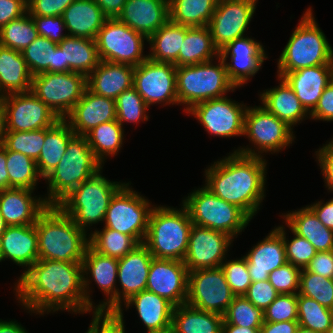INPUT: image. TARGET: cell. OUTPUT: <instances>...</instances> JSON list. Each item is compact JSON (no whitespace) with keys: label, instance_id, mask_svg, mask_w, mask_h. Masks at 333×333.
Segmentation results:
<instances>
[{"label":"cell","instance_id":"12","mask_svg":"<svg viewBox=\"0 0 333 333\" xmlns=\"http://www.w3.org/2000/svg\"><path fill=\"white\" fill-rule=\"evenodd\" d=\"M95 41L100 61L135 67L148 58L143 52L148 39L117 18H107Z\"/></svg>","mask_w":333,"mask_h":333},{"label":"cell","instance_id":"18","mask_svg":"<svg viewBox=\"0 0 333 333\" xmlns=\"http://www.w3.org/2000/svg\"><path fill=\"white\" fill-rule=\"evenodd\" d=\"M7 131H34L53 126L60 118L33 92L2 96Z\"/></svg>","mask_w":333,"mask_h":333},{"label":"cell","instance_id":"24","mask_svg":"<svg viewBox=\"0 0 333 333\" xmlns=\"http://www.w3.org/2000/svg\"><path fill=\"white\" fill-rule=\"evenodd\" d=\"M116 116L115 100L99 96L86 88L82 98L64 119L75 135L85 136L94 127L116 120Z\"/></svg>","mask_w":333,"mask_h":333},{"label":"cell","instance_id":"55","mask_svg":"<svg viewBox=\"0 0 333 333\" xmlns=\"http://www.w3.org/2000/svg\"><path fill=\"white\" fill-rule=\"evenodd\" d=\"M124 309L117 311L93 310L89 333H127L125 330Z\"/></svg>","mask_w":333,"mask_h":333},{"label":"cell","instance_id":"73","mask_svg":"<svg viewBox=\"0 0 333 333\" xmlns=\"http://www.w3.org/2000/svg\"><path fill=\"white\" fill-rule=\"evenodd\" d=\"M295 333H320V332H317L312 329H308V328H305V327L299 325V327L297 328Z\"/></svg>","mask_w":333,"mask_h":333},{"label":"cell","instance_id":"54","mask_svg":"<svg viewBox=\"0 0 333 333\" xmlns=\"http://www.w3.org/2000/svg\"><path fill=\"white\" fill-rule=\"evenodd\" d=\"M298 321L297 294H279L264 310V322Z\"/></svg>","mask_w":333,"mask_h":333},{"label":"cell","instance_id":"31","mask_svg":"<svg viewBox=\"0 0 333 333\" xmlns=\"http://www.w3.org/2000/svg\"><path fill=\"white\" fill-rule=\"evenodd\" d=\"M134 69L129 64L100 61L87 76V88L99 96L116 100L122 92L133 86Z\"/></svg>","mask_w":333,"mask_h":333},{"label":"cell","instance_id":"22","mask_svg":"<svg viewBox=\"0 0 333 333\" xmlns=\"http://www.w3.org/2000/svg\"><path fill=\"white\" fill-rule=\"evenodd\" d=\"M188 273L183 261L152 258L146 290L166 299L174 307L183 305L187 300Z\"/></svg>","mask_w":333,"mask_h":333},{"label":"cell","instance_id":"51","mask_svg":"<svg viewBox=\"0 0 333 333\" xmlns=\"http://www.w3.org/2000/svg\"><path fill=\"white\" fill-rule=\"evenodd\" d=\"M45 128L34 131H7L3 145L10 151L20 152L37 161L44 145Z\"/></svg>","mask_w":333,"mask_h":333},{"label":"cell","instance_id":"8","mask_svg":"<svg viewBox=\"0 0 333 333\" xmlns=\"http://www.w3.org/2000/svg\"><path fill=\"white\" fill-rule=\"evenodd\" d=\"M125 183L110 181L100 169L73 189L57 206L87 232L93 224L104 221L112 197Z\"/></svg>","mask_w":333,"mask_h":333},{"label":"cell","instance_id":"6","mask_svg":"<svg viewBox=\"0 0 333 333\" xmlns=\"http://www.w3.org/2000/svg\"><path fill=\"white\" fill-rule=\"evenodd\" d=\"M103 165L95 158L86 136L74 135L56 168L45 180L49 205H57L73 189L96 174Z\"/></svg>","mask_w":333,"mask_h":333},{"label":"cell","instance_id":"56","mask_svg":"<svg viewBox=\"0 0 333 333\" xmlns=\"http://www.w3.org/2000/svg\"><path fill=\"white\" fill-rule=\"evenodd\" d=\"M301 269L289 262L269 274V282L279 294H297Z\"/></svg>","mask_w":333,"mask_h":333},{"label":"cell","instance_id":"21","mask_svg":"<svg viewBox=\"0 0 333 333\" xmlns=\"http://www.w3.org/2000/svg\"><path fill=\"white\" fill-rule=\"evenodd\" d=\"M229 79L238 89L247 84L261 69L268 55L264 45L248 35L237 38L219 51ZM229 58V61L228 60ZM227 61V62H226Z\"/></svg>","mask_w":333,"mask_h":333},{"label":"cell","instance_id":"49","mask_svg":"<svg viewBox=\"0 0 333 333\" xmlns=\"http://www.w3.org/2000/svg\"><path fill=\"white\" fill-rule=\"evenodd\" d=\"M223 323L248 328L261 327L264 323V311L244 295L235 296L223 315Z\"/></svg>","mask_w":333,"mask_h":333},{"label":"cell","instance_id":"58","mask_svg":"<svg viewBox=\"0 0 333 333\" xmlns=\"http://www.w3.org/2000/svg\"><path fill=\"white\" fill-rule=\"evenodd\" d=\"M279 293L269 280L252 282L244 296L263 311L275 300Z\"/></svg>","mask_w":333,"mask_h":333},{"label":"cell","instance_id":"63","mask_svg":"<svg viewBox=\"0 0 333 333\" xmlns=\"http://www.w3.org/2000/svg\"><path fill=\"white\" fill-rule=\"evenodd\" d=\"M305 269L308 272L333 279V250L317 252Z\"/></svg>","mask_w":333,"mask_h":333},{"label":"cell","instance_id":"60","mask_svg":"<svg viewBox=\"0 0 333 333\" xmlns=\"http://www.w3.org/2000/svg\"><path fill=\"white\" fill-rule=\"evenodd\" d=\"M331 139L317 149L315 158L321 169L325 188L333 193V138Z\"/></svg>","mask_w":333,"mask_h":333},{"label":"cell","instance_id":"39","mask_svg":"<svg viewBox=\"0 0 333 333\" xmlns=\"http://www.w3.org/2000/svg\"><path fill=\"white\" fill-rule=\"evenodd\" d=\"M223 316L197 309L187 303L174 307V333H222Z\"/></svg>","mask_w":333,"mask_h":333},{"label":"cell","instance_id":"14","mask_svg":"<svg viewBox=\"0 0 333 333\" xmlns=\"http://www.w3.org/2000/svg\"><path fill=\"white\" fill-rule=\"evenodd\" d=\"M247 107L225 96L199 102L185 113L194 116L211 136L230 138L243 136Z\"/></svg>","mask_w":333,"mask_h":333},{"label":"cell","instance_id":"13","mask_svg":"<svg viewBox=\"0 0 333 333\" xmlns=\"http://www.w3.org/2000/svg\"><path fill=\"white\" fill-rule=\"evenodd\" d=\"M87 77L77 72H45L32 77L31 92L60 119H64L82 98Z\"/></svg>","mask_w":333,"mask_h":333},{"label":"cell","instance_id":"34","mask_svg":"<svg viewBox=\"0 0 333 333\" xmlns=\"http://www.w3.org/2000/svg\"><path fill=\"white\" fill-rule=\"evenodd\" d=\"M136 308L138 317L147 331L161 330L172 325L174 306L166 299L147 290L141 291L127 301L119 309ZM135 306V307H134Z\"/></svg>","mask_w":333,"mask_h":333},{"label":"cell","instance_id":"71","mask_svg":"<svg viewBox=\"0 0 333 333\" xmlns=\"http://www.w3.org/2000/svg\"><path fill=\"white\" fill-rule=\"evenodd\" d=\"M6 133H7L6 112L2 103H0V146L4 142Z\"/></svg>","mask_w":333,"mask_h":333},{"label":"cell","instance_id":"46","mask_svg":"<svg viewBox=\"0 0 333 333\" xmlns=\"http://www.w3.org/2000/svg\"><path fill=\"white\" fill-rule=\"evenodd\" d=\"M297 311L299 325L320 333L330 330L333 310H330L316 300L297 293Z\"/></svg>","mask_w":333,"mask_h":333},{"label":"cell","instance_id":"62","mask_svg":"<svg viewBox=\"0 0 333 333\" xmlns=\"http://www.w3.org/2000/svg\"><path fill=\"white\" fill-rule=\"evenodd\" d=\"M27 13L26 0H0V29Z\"/></svg>","mask_w":333,"mask_h":333},{"label":"cell","instance_id":"7","mask_svg":"<svg viewBox=\"0 0 333 333\" xmlns=\"http://www.w3.org/2000/svg\"><path fill=\"white\" fill-rule=\"evenodd\" d=\"M215 60L176 68L178 103L184 112L199 102L225 97L237 89L223 59L218 56Z\"/></svg>","mask_w":333,"mask_h":333},{"label":"cell","instance_id":"15","mask_svg":"<svg viewBox=\"0 0 333 333\" xmlns=\"http://www.w3.org/2000/svg\"><path fill=\"white\" fill-rule=\"evenodd\" d=\"M235 296L221 267L188 273L186 303L190 306L223 316Z\"/></svg>","mask_w":333,"mask_h":333},{"label":"cell","instance_id":"76","mask_svg":"<svg viewBox=\"0 0 333 333\" xmlns=\"http://www.w3.org/2000/svg\"><path fill=\"white\" fill-rule=\"evenodd\" d=\"M249 1H252V2H254V3H258V0H249Z\"/></svg>","mask_w":333,"mask_h":333},{"label":"cell","instance_id":"26","mask_svg":"<svg viewBox=\"0 0 333 333\" xmlns=\"http://www.w3.org/2000/svg\"><path fill=\"white\" fill-rule=\"evenodd\" d=\"M0 255L24 269L21 277L39 259L35 224L7 226L0 236Z\"/></svg>","mask_w":333,"mask_h":333},{"label":"cell","instance_id":"27","mask_svg":"<svg viewBox=\"0 0 333 333\" xmlns=\"http://www.w3.org/2000/svg\"><path fill=\"white\" fill-rule=\"evenodd\" d=\"M244 257L252 282L268 280L273 270L287 263L282 234L274 227Z\"/></svg>","mask_w":333,"mask_h":333},{"label":"cell","instance_id":"61","mask_svg":"<svg viewBox=\"0 0 333 333\" xmlns=\"http://www.w3.org/2000/svg\"><path fill=\"white\" fill-rule=\"evenodd\" d=\"M310 119L333 121V81L324 89L317 106L310 113Z\"/></svg>","mask_w":333,"mask_h":333},{"label":"cell","instance_id":"64","mask_svg":"<svg viewBox=\"0 0 333 333\" xmlns=\"http://www.w3.org/2000/svg\"><path fill=\"white\" fill-rule=\"evenodd\" d=\"M307 206L315 213L324 226L333 230V198L325 203L324 200H320Z\"/></svg>","mask_w":333,"mask_h":333},{"label":"cell","instance_id":"29","mask_svg":"<svg viewBox=\"0 0 333 333\" xmlns=\"http://www.w3.org/2000/svg\"><path fill=\"white\" fill-rule=\"evenodd\" d=\"M117 19L148 39L169 20L168 0H127Z\"/></svg>","mask_w":333,"mask_h":333},{"label":"cell","instance_id":"50","mask_svg":"<svg viewBox=\"0 0 333 333\" xmlns=\"http://www.w3.org/2000/svg\"><path fill=\"white\" fill-rule=\"evenodd\" d=\"M298 294L310 297L333 310V279L302 269Z\"/></svg>","mask_w":333,"mask_h":333},{"label":"cell","instance_id":"38","mask_svg":"<svg viewBox=\"0 0 333 333\" xmlns=\"http://www.w3.org/2000/svg\"><path fill=\"white\" fill-rule=\"evenodd\" d=\"M187 26L168 20L148 38V58L155 62L173 63L178 67V56L184 42Z\"/></svg>","mask_w":333,"mask_h":333},{"label":"cell","instance_id":"66","mask_svg":"<svg viewBox=\"0 0 333 333\" xmlns=\"http://www.w3.org/2000/svg\"><path fill=\"white\" fill-rule=\"evenodd\" d=\"M107 18H117L127 0H94Z\"/></svg>","mask_w":333,"mask_h":333},{"label":"cell","instance_id":"11","mask_svg":"<svg viewBox=\"0 0 333 333\" xmlns=\"http://www.w3.org/2000/svg\"><path fill=\"white\" fill-rule=\"evenodd\" d=\"M126 182L112 197L103 221L105 228L131 236L138 244L144 243L149 215L155 205L131 188ZM150 201V202H149Z\"/></svg>","mask_w":333,"mask_h":333},{"label":"cell","instance_id":"47","mask_svg":"<svg viewBox=\"0 0 333 333\" xmlns=\"http://www.w3.org/2000/svg\"><path fill=\"white\" fill-rule=\"evenodd\" d=\"M57 46L50 39L39 36L21 51L32 76L53 72L54 51Z\"/></svg>","mask_w":333,"mask_h":333},{"label":"cell","instance_id":"37","mask_svg":"<svg viewBox=\"0 0 333 333\" xmlns=\"http://www.w3.org/2000/svg\"><path fill=\"white\" fill-rule=\"evenodd\" d=\"M57 45L63 53L64 72H77L87 77L100 62L95 40L67 36Z\"/></svg>","mask_w":333,"mask_h":333},{"label":"cell","instance_id":"52","mask_svg":"<svg viewBox=\"0 0 333 333\" xmlns=\"http://www.w3.org/2000/svg\"><path fill=\"white\" fill-rule=\"evenodd\" d=\"M275 228L283 236L287 262L301 270L305 269L317 253L314 246L307 239L298 236L292 230L293 238L289 240L286 237L287 231L284 225H278L277 227L275 226Z\"/></svg>","mask_w":333,"mask_h":333},{"label":"cell","instance_id":"19","mask_svg":"<svg viewBox=\"0 0 333 333\" xmlns=\"http://www.w3.org/2000/svg\"><path fill=\"white\" fill-rule=\"evenodd\" d=\"M256 7L257 4L249 0H218L208 28L219 51L233 40L245 36Z\"/></svg>","mask_w":333,"mask_h":333},{"label":"cell","instance_id":"42","mask_svg":"<svg viewBox=\"0 0 333 333\" xmlns=\"http://www.w3.org/2000/svg\"><path fill=\"white\" fill-rule=\"evenodd\" d=\"M85 136L95 158L104 166L108 157L116 156L121 150L125 134L116 119L94 127Z\"/></svg>","mask_w":333,"mask_h":333},{"label":"cell","instance_id":"57","mask_svg":"<svg viewBox=\"0 0 333 333\" xmlns=\"http://www.w3.org/2000/svg\"><path fill=\"white\" fill-rule=\"evenodd\" d=\"M32 18L39 36L48 38L56 44L61 43L68 36L63 16H32Z\"/></svg>","mask_w":333,"mask_h":333},{"label":"cell","instance_id":"74","mask_svg":"<svg viewBox=\"0 0 333 333\" xmlns=\"http://www.w3.org/2000/svg\"><path fill=\"white\" fill-rule=\"evenodd\" d=\"M7 226L8 225L5 223L4 218L2 217V214L0 212V236L4 233Z\"/></svg>","mask_w":333,"mask_h":333},{"label":"cell","instance_id":"9","mask_svg":"<svg viewBox=\"0 0 333 333\" xmlns=\"http://www.w3.org/2000/svg\"><path fill=\"white\" fill-rule=\"evenodd\" d=\"M182 205L194 225L224 232L233 239L251 221L242 209L217 197L205 186L191 191L183 198Z\"/></svg>","mask_w":333,"mask_h":333},{"label":"cell","instance_id":"44","mask_svg":"<svg viewBox=\"0 0 333 333\" xmlns=\"http://www.w3.org/2000/svg\"><path fill=\"white\" fill-rule=\"evenodd\" d=\"M7 172L9 188H25L35 190L39 177L36 161L28 156L7 149Z\"/></svg>","mask_w":333,"mask_h":333},{"label":"cell","instance_id":"33","mask_svg":"<svg viewBox=\"0 0 333 333\" xmlns=\"http://www.w3.org/2000/svg\"><path fill=\"white\" fill-rule=\"evenodd\" d=\"M282 218L289 230L307 239L317 252L333 250V230L324 226L308 206L282 213Z\"/></svg>","mask_w":333,"mask_h":333},{"label":"cell","instance_id":"59","mask_svg":"<svg viewBox=\"0 0 333 333\" xmlns=\"http://www.w3.org/2000/svg\"><path fill=\"white\" fill-rule=\"evenodd\" d=\"M75 0H28L27 12L31 16H62Z\"/></svg>","mask_w":333,"mask_h":333},{"label":"cell","instance_id":"30","mask_svg":"<svg viewBox=\"0 0 333 333\" xmlns=\"http://www.w3.org/2000/svg\"><path fill=\"white\" fill-rule=\"evenodd\" d=\"M277 78L280 81L279 85L260 92L259 101L261 100L262 106L267 111L294 129L293 127L302 123L303 120L310 119V114L301 105L286 81L282 77Z\"/></svg>","mask_w":333,"mask_h":333},{"label":"cell","instance_id":"25","mask_svg":"<svg viewBox=\"0 0 333 333\" xmlns=\"http://www.w3.org/2000/svg\"><path fill=\"white\" fill-rule=\"evenodd\" d=\"M34 191L25 188L0 190V212L8 226L35 224L50 206L44 196L32 194Z\"/></svg>","mask_w":333,"mask_h":333},{"label":"cell","instance_id":"20","mask_svg":"<svg viewBox=\"0 0 333 333\" xmlns=\"http://www.w3.org/2000/svg\"><path fill=\"white\" fill-rule=\"evenodd\" d=\"M233 241V238L224 232L193 224L183 263L189 272L198 269L218 268L226 257H229L227 253L232 247Z\"/></svg>","mask_w":333,"mask_h":333},{"label":"cell","instance_id":"48","mask_svg":"<svg viewBox=\"0 0 333 333\" xmlns=\"http://www.w3.org/2000/svg\"><path fill=\"white\" fill-rule=\"evenodd\" d=\"M116 119L122 127L126 123H140L149 120V106L132 86L122 92L115 100Z\"/></svg>","mask_w":333,"mask_h":333},{"label":"cell","instance_id":"35","mask_svg":"<svg viewBox=\"0 0 333 333\" xmlns=\"http://www.w3.org/2000/svg\"><path fill=\"white\" fill-rule=\"evenodd\" d=\"M32 77L22 52L0 45V96L30 91Z\"/></svg>","mask_w":333,"mask_h":333},{"label":"cell","instance_id":"3","mask_svg":"<svg viewBox=\"0 0 333 333\" xmlns=\"http://www.w3.org/2000/svg\"><path fill=\"white\" fill-rule=\"evenodd\" d=\"M39 259L83 262L89 233L78 227L57 205H50L37 219Z\"/></svg>","mask_w":333,"mask_h":333},{"label":"cell","instance_id":"5","mask_svg":"<svg viewBox=\"0 0 333 333\" xmlns=\"http://www.w3.org/2000/svg\"><path fill=\"white\" fill-rule=\"evenodd\" d=\"M193 223L187 209L155 205L149 215L144 245L153 258L183 261Z\"/></svg>","mask_w":333,"mask_h":333},{"label":"cell","instance_id":"2","mask_svg":"<svg viewBox=\"0 0 333 333\" xmlns=\"http://www.w3.org/2000/svg\"><path fill=\"white\" fill-rule=\"evenodd\" d=\"M213 163L205 168L204 186L217 197L242 209L253 219L266 197L265 157L248 156L233 151Z\"/></svg>","mask_w":333,"mask_h":333},{"label":"cell","instance_id":"41","mask_svg":"<svg viewBox=\"0 0 333 333\" xmlns=\"http://www.w3.org/2000/svg\"><path fill=\"white\" fill-rule=\"evenodd\" d=\"M218 0H168L169 20L187 27L208 26Z\"/></svg>","mask_w":333,"mask_h":333},{"label":"cell","instance_id":"10","mask_svg":"<svg viewBox=\"0 0 333 333\" xmlns=\"http://www.w3.org/2000/svg\"><path fill=\"white\" fill-rule=\"evenodd\" d=\"M294 133L291 127L262 105L249 106L245 112L243 136L249 139L251 147L240 146L233 151L259 157H265V153H279L294 142Z\"/></svg>","mask_w":333,"mask_h":333},{"label":"cell","instance_id":"75","mask_svg":"<svg viewBox=\"0 0 333 333\" xmlns=\"http://www.w3.org/2000/svg\"><path fill=\"white\" fill-rule=\"evenodd\" d=\"M327 333H333V319H332V325L330 327V330Z\"/></svg>","mask_w":333,"mask_h":333},{"label":"cell","instance_id":"23","mask_svg":"<svg viewBox=\"0 0 333 333\" xmlns=\"http://www.w3.org/2000/svg\"><path fill=\"white\" fill-rule=\"evenodd\" d=\"M152 258V254L142 243L118 260L117 310L130 297L146 290Z\"/></svg>","mask_w":333,"mask_h":333},{"label":"cell","instance_id":"45","mask_svg":"<svg viewBox=\"0 0 333 333\" xmlns=\"http://www.w3.org/2000/svg\"><path fill=\"white\" fill-rule=\"evenodd\" d=\"M37 37L36 24L28 12L0 29V45L13 50L22 51Z\"/></svg>","mask_w":333,"mask_h":333},{"label":"cell","instance_id":"40","mask_svg":"<svg viewBox=\"0 0 333 333\" xmlns=\"http://www.w3.org/2000/svg\"><path fill=\"white\" fill-rule=\"evenodd\" d=\"M215 47L208 26L187 27L184 42L178 56V66L195 65L216 59Z\"/></svg>","mask_w":333,"mask_h":333},{"label":"cell","instance_id":"4","mask_svg":"<svg viewBox=\"0 0 333 333\" xmlns=\"http://www.w3.org/2000/svg\"><path fill=\"white\" fill-rule=\"evenodd\" d=\"M300 19L277 59V77L301 68L333 65V48L313 16L312 8L308 7Z\"/></svg>","mask_w":333,"mask_h":333},{"label":"cell","instance_id":"70","mask_svg":"<svg viewBox=\"0 0 333 333\" xmlns=\"http://www.w3.org/2000/svg\"><path fill=\"white\" fill-rule=\"evenodd\" d=\"M53 72H55V73L64 72V57H63L62 50L59 46H57L54 51Z\"/></svg>","mask_w":333,"mask_h":333},{"label":"cell","instance_id":"17","mask_svg":"<svg viewBox=\"0 0 333 333\" xmlns=\"http://www.w3.org/2000/svg\"><path fill=\"white\" fill-rule=\"evenodd\" d=\"M82 266L83 290L87 307L91 311H117L118 259L100 254L89 245L83 258ZM92 280L96 282L95 284L105 296L104 301H100L98 305L92 301L93 299L90 296L92 295L90 287Z\"/></svg>","mask_w":333,"mask_h":333},{"label":"cell","instance_id":"1","mask_svg":"<svg viewBox=\"0 0 333 333\" xmlns=\"http://www.w3.org/2000/svg\"><path fill=\"white\" fill-rule=\"evenodd\" d=\"M16 281L15 299L27 313L92 312L84 297L82 262L38 259Z\"/></svg>","mask_w":333,"mask_h":333},{"label":"cell","instance_id":"65","mask_svg":"<svg viewBox=\"0 0 333 333\" xmlns=\"http://www.w3.org/2000/svg\"><path fill=\"white\" fill-rule=\"evenodd\" d=\"M299 327L298 321L264 322L261 333H295Z\"/></svg>","mask_w":333,"mask_h":333},{"label":"cell","instance_id":"28","mask_svg":"<svg viewBox=\"0 0 333 333\" xmlns=\"http://www.w3.org/2000/svg\"><path fill=\"white\" fill-rule=\"evenodd\" d=\"M282 78L310 114L317 106L324 89L333 81V65L301 68L285 73Z\"/></svg>","mask_w":333,"mask_h":333},{"label":"cell","instance_id":"36","mask_svg":"<svg viewBox=\"0 0 333 333\" xmlns=\"http://www.w3.org/2000/svg\"><path fill=\"white\" fill-rule=\"evenodd\" d=\"M75 135L65 119H59L53 126L45 128L44 145L36 166L41 179L49 175L63 157L69 140Z\"/></svg>","mask_w":333,"mask_h":333},{"label":"cell","instance_id":"67","mask_svg":"<svg viewBox=\"0 0 333 333\" xmlns=\"http://www.w3.org/2000/svg\"><path fill=\"white\" fill-rule=\"evenodd\" d=\"M7 148L0 146V190L9 189V174L6 168Z\"/></svg>","mask_w":333,"mask_h":333},{"label":"cell","instance_id":"72","mask_svg":"<svg viewBox=\"0 0 333 333\" xmlns=\"http://www.w3.org/2000/svg\"><path fill=\"white\" fill-rule=\"evenodd\" d=\"M146 333H174V330H173L172 326H170L168 328H164L161 330H150V331H147Z\"/></svg>","mask_w":333,"mask_h":333},{"label":"cell","instance_id":"68","mask_svg":"<svg viewBox=\"0 0 333 333\" xmlns=\"http://www.w3.org/2000/svg\"><path fill=\"white\" fill-rule=\"evenodd\" d=\"M0 333H28V331L16 320L0 319Z\"/></svg>","mask_w":333,"mask_h":333},{"label":"cell","instance_id":"32","mask_svg":"<svg viewBox=\"0 0 333 333\" xmlns=\"http://www.w3.org/2000/svg\"><path fill=\"white\" fill-rule=\"evenodd\" d=\"M68 36L95 40L107 17L94 0H75L63 13Z\"/></svg>","mask_w":333,"mask_h":333},{"label":"cell","instance_id":"69","mask_svg":"<svg viewBox=\"0 0 333 333\" xmlns=\"http://www.w3.org/2000/svg\"><path fill=\"white\" fill-rule=\"evenodd\" d=\"M261 327H240L228 323H223L222 333H260Z\"/></svg>","mask_w":333,"mask_h":333},{"label":"cell","instance_id":"53","mask_svg":"<svg viewBox=\"0 0 333 333\" xmlns=\"http://www.w3.org/2000/svg\"><path fill=\"white\" fill-rule=\"evenodd\" d=\"M220 267L224 272L225 279L232 292L236 296L244 295L252 283L247 268L246 258L244 256L231 260L226 258Z\"/></svg>","mask_w":333,"mask_h":333},{"label":"cell","instance_id":"43","mask_svg":"<svg viewBox=\"0 0 333 333\" xmlns=\"http://www.w3.org/2000/svg\"><path fill=\"white\" fill-rule=\"evenodd\" d=\"M102 230V231H101ZM89 233V244L98 253L121 259L139 244L129 235L103 227Z\"/></svg>","mask_w":333,"mask_h":333},{"label":"cell","instance_id":"16","mask_svg":"<svg viewBox=\"0 0 333 333\" xmlns=\"http://www.w3.org/2000/svg\"><path fill=\"white\" fill-rule=\"evenodd\" d=\"M176 66L173 63L155 62L147 58L135 66L133 87L150 107L178 105Z\"/></svg>","mask_w":333,"mask_h":333}]
</instances>
